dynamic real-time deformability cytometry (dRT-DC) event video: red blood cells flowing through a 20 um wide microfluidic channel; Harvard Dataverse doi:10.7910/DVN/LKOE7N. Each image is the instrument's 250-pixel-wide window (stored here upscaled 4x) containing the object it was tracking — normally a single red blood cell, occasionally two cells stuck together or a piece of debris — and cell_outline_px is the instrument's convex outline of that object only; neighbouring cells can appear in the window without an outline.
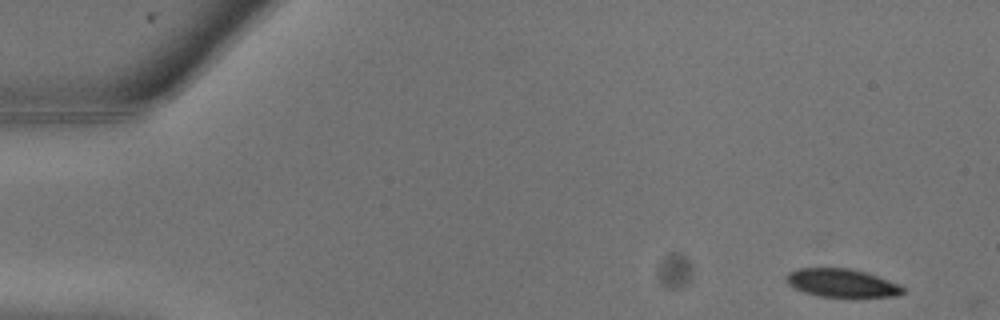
{"species": "common noctule bat (a hibernating species)", "species_latin": "Nyctalus noctula", "temperature_condition": "warm", "stored_images_in_passage": 3, "camera_frame_rate_fps": 3000, "um_per_image_px": 0.085, "animal": {"sex": "male", "body_mass_g": 13.3}, "frame": {"image": 1, "passage_image": 1, "time_ms": 0.0, "image_size_px": [1000, 320], "cell_outline_px": [[904, 292], [896, 296], [816, 296], [804, 292], [788, 284], [784, 280], [784, 276], [788, 272], [796, 268], [852, 268], [900, 284], [904, 288]], "centroid_in_image_um": [71.49, 24.03], "position_along_channel_um": 13.5, "area_um2": 19.07}}